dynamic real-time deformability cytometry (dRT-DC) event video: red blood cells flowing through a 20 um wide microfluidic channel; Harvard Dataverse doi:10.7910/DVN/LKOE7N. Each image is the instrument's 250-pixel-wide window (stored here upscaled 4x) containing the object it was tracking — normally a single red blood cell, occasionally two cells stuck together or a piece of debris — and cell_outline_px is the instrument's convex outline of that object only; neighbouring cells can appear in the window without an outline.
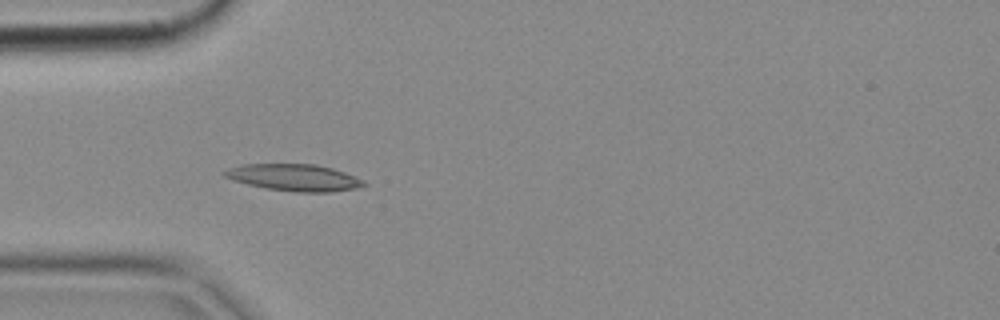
{"species": "common noctule bat (a hibernating species)", "species_latin": "Nyctalus noctula", "temperature_condition": "cold", "stored_images_in_passage": 5, "camera_frame_rate_fps": 3000, "um_per_image_px": 0.085, "animal": {"sex": "female", "body_mass_g": 18.4}, "frame": {"image": 1, "passage_image": 4, "time_ms": 1.0, "image_size_px": [1000, 320], "cell_outline_px": [[368, 184], [356, 188], [332, 192], [296, 192], [264, 188], [232, 180], [224, 176], [220, 172], [228, 168], [240, 164], [316, 164], [332, 168], [344, 172], [364, 180]], "centroid_in_image_um": [24.98, 15.09], "position_along_channel_um": 60.0, "area_um2": 21.91}}
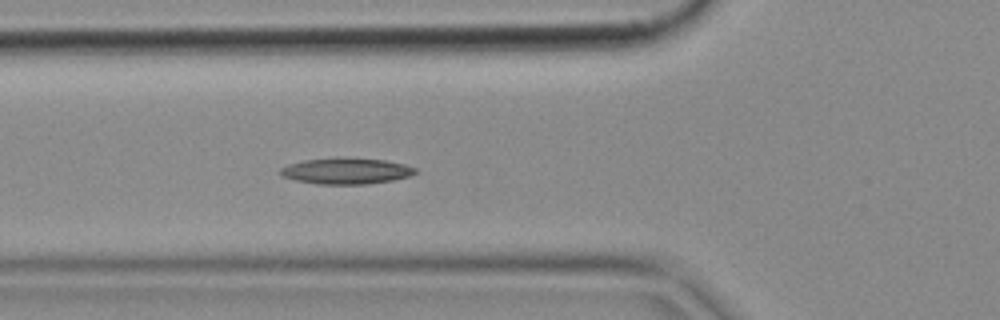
{"frame": {"image": 2, "passage_image": 5, "time_ms": 1.333, "image_size_px": [1000, 320], "cell_outline_px": [[416, 172], [408, 176], [392, 180], [368, 184], [316, 184], [296, 180], [284, 176], [280, 172], [280, 168], [288, 164], [304, 160], [384, 160], [404, 164], [416, 168]], "centroid_in_image_um": [29.43, 14.57], "position_along_channel_um": 96.4, "area_um2": 19.48}}